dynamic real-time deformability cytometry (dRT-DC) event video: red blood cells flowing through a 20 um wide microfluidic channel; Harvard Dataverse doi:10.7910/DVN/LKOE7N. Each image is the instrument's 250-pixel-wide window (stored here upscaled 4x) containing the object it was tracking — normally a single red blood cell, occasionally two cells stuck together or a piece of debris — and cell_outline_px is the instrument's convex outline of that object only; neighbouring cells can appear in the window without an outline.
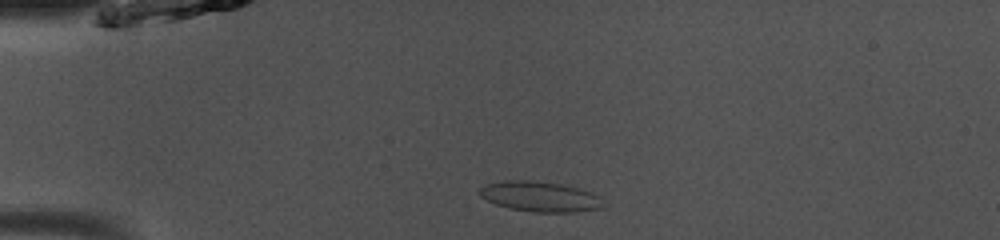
{"species": "common noctule bat (a hibernating species)", "species_latin": "Nyctalus noctula", "temperature_condition": "room temperature", "stored_images_in_passage": 40, "camera_frame_rate_fps": 3000, "um_per_image_px": 0.085, "animal": {"sex": "male", "body_mass_g": 13.0, "forearm_length_mm": 53.1}, "frame": {"image": 1, "passage_image": 3, "time_ms": 0.667, "image_size_px": [1000, 240], "cell_outline_px": [[604, 204], [600, 208], [576, 212], [532, 212], [508, 208], [496, 204], [480, 196], [480, 188], [484, 184], [504, 180], [528, 180], [560, 184], [580, 188], [592, 192], [600, 196]], "centroid_in_image_um": [45.91, 16.71], "position_along_channel_um": 39.1, "area_um2": 21.85}}
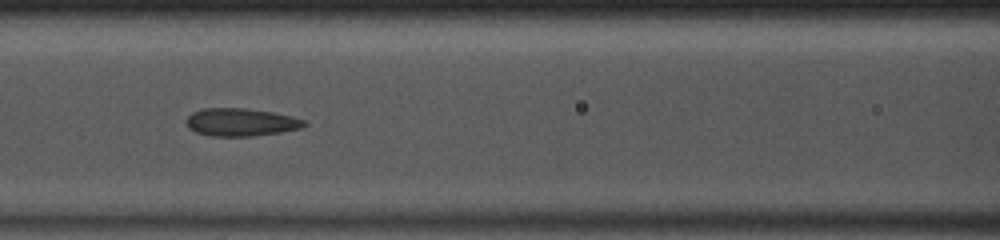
{"frame": {"image": 2, "passage_image": 13, "time_ms": 4.0, "image_size_px": [1000, 240], "cell_outline_px": [[308, 124], [300, 128], [280, 132], [252, 136], [212, 136], [196, 132], [188, 128], [188, 116], [192, 112], [204, 108], [244, 108], [272, 112], [292, 116], [304, 120]], "centroid_in_image_um": [20.48, 10.38], "position_along_channel_um": 146.1, "area_um2": 18.96}}
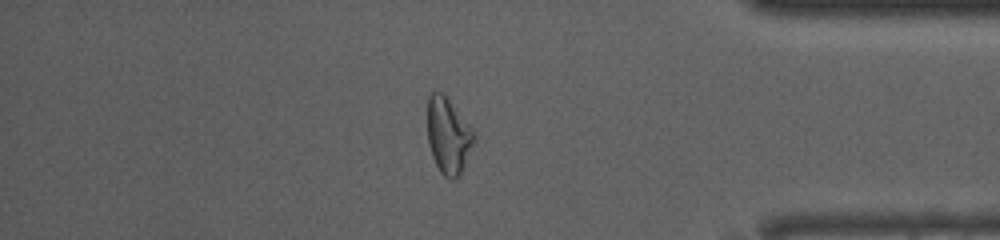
{"frame": {"image": 3, "passage_image": 33, "time_ms": 10.667, "image_size_px": [1000, 240], "cell_outline_px": [[476, 136], [460, 176], [456, 180], [448, 180], [440, 172], [432, 156], [428, 144], [428, 96], [432, 92], [440, 92], [448, 96], [476, 132]], "centroid_in_image_um": [38.12, 11.53], "position_along_channel_um": 397.1, "area_um2": 21.04}, "authors_computed_cell_mechanics": {"area_um2": 19.941, "velocity_mm_per_s": 4.1159, "shape_relaxation_time_tau1_ms": null, "shape_relaxation_time_tau2_ms": 1.7784, "deformation_change_tau1": null, "deformation_change_tau2": 0.0781}}